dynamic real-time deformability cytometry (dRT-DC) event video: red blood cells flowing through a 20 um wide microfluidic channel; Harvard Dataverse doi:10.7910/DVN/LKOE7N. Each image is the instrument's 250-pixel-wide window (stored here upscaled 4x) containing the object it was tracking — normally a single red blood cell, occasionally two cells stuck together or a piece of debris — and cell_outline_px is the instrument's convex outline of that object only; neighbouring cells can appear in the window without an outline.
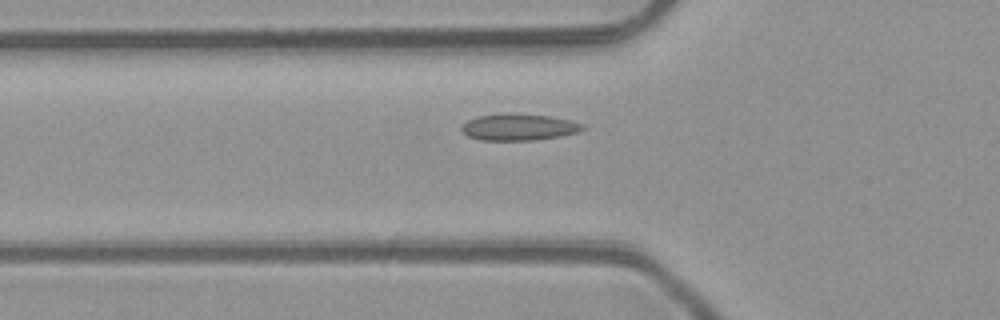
{"species": "common noctule bat (a hibernating species)", "species_latin": "Nyctalus noctula", "temperature_condition": "room temperature", "stored_images_in_passage": 35, "camera_frame_rate_fps": 3000, "um_per_image_px": 0.085, "animal": {"sex": "male", "body_mass_g": 23.1, "forearm_length_mm": 52.7}, "frame": {"image": 1, "passage_image": 3, "time_ms": 0.667, "image_size_px": [1000, 320], "cell_outline_px": [[584, 128], [576, 132], [560, 136], [532, 140], [480, 140], [468, 136], [460, 128], [468, 120], [476, 116], [548, 116], [568, 120], [584, 124]], "centroid_in_image_um": [44.09, 10.85], "position_along_channel_um": 81.7, "area_um2": 17.63}}
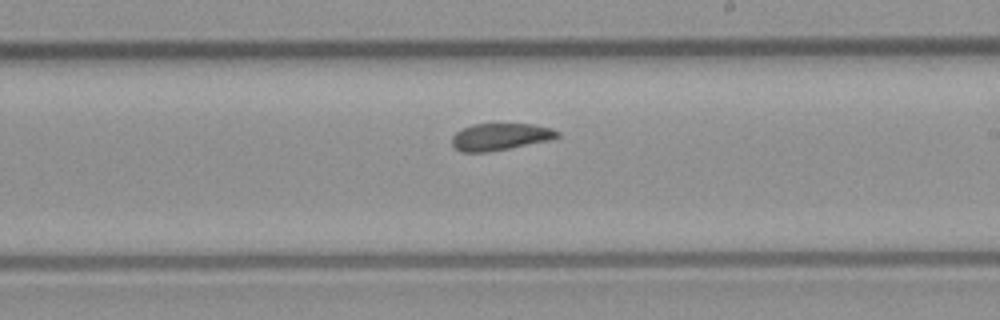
{"frame": {"image": 2, "passage_image": 15, "time_ms": 4.667, "image_size_px": [1000, 320], "cell_outline_px": [[560, 136], [548, 140], [488, 152], [460, 152], [452, 144], [452, 136], [456, 132], [472, 124], [532, 124], [552, 128], [560, 132]], "centroid_in_image_um": [42.51, 11.62], "position_along_channel_um": 246.5, "area_um2": 16.42}}
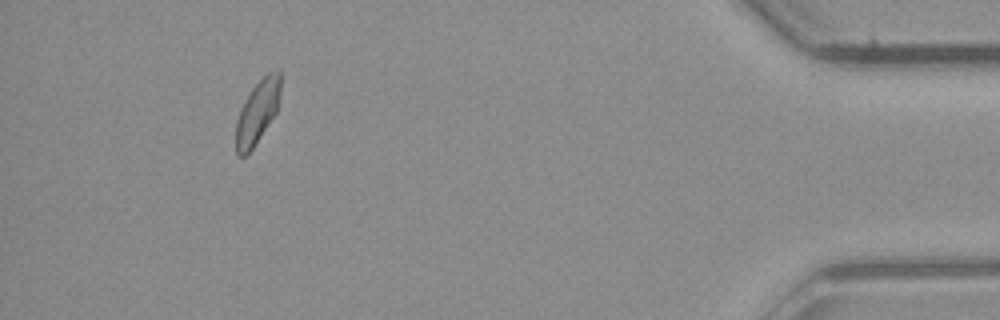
{"frame": {"image": 3, "passage_image": 32, "time_ms": 10.333, "image_size_px": [1000, 320], "cell_outline_px": [[280, 92], [276, 112], [252, 148], [244, 156], [240, 156], [236, 152], [236, 120], [240, 108], [244, 100], [252, 88], [268, 72], [276, 68], [280, 68]], "centroid_in_image_um": [21.87, 9.46], "position_along_channel_um": 413.3, "area_um2": 16.24}}